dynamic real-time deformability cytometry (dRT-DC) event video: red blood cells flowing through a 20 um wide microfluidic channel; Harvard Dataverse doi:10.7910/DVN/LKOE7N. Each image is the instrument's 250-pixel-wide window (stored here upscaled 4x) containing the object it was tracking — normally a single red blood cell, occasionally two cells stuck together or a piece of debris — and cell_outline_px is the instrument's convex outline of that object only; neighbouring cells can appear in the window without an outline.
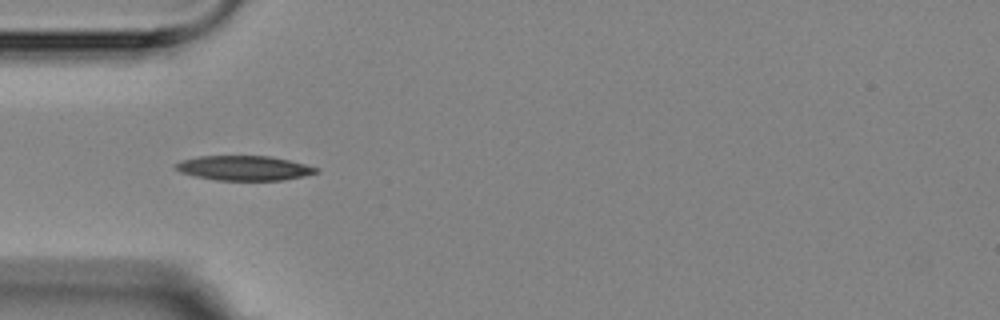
{"species": "Egyptian fruit bat (a non-hibernating species)", "species_latin": "Rousettus aegyptiacus", "temperature_condition": "room temperature", "stored_images_in_passage": 8, "camera_frame_rate_fps": 3000, "um_per_image_px": 0.085, "animal": {"sex": "female"}, "frame": {"image": 1, "passage_image": 5, "time_ms": 4.667, "image_size_px": [1000, 320], "cell_outline_px": [[320, 172], [304, 176], [280, 180], [216, 180], [196, 176], [180, 172], [172, 168], [172, 164], [180, 160], [196, 156], [268, 156], [288, 160], [320, 168]], "centroid_in_image_um": [20.69, 14.28], "position_along_channel_um": 64.3, "area_um2": 20.35}}
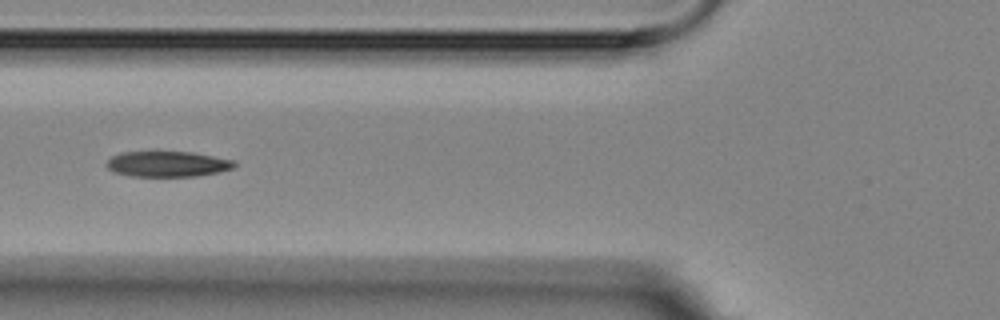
{"frame": {"image": 2, "passage_image": 6, "time_ms": 6.0, "image_size_px": [1000, 320], "cell_outline_px": [[236, 164], [232, 168], [220, 172], [196, 176], [132, 176], [112, 172], [104, 164], [112, 156], [120, 152], [192, 152], [236, 160]], "centroid_in_image_um": [14.23, 13.94], "position_along_channel_um": 111.6, "area_um2": 19.13}}